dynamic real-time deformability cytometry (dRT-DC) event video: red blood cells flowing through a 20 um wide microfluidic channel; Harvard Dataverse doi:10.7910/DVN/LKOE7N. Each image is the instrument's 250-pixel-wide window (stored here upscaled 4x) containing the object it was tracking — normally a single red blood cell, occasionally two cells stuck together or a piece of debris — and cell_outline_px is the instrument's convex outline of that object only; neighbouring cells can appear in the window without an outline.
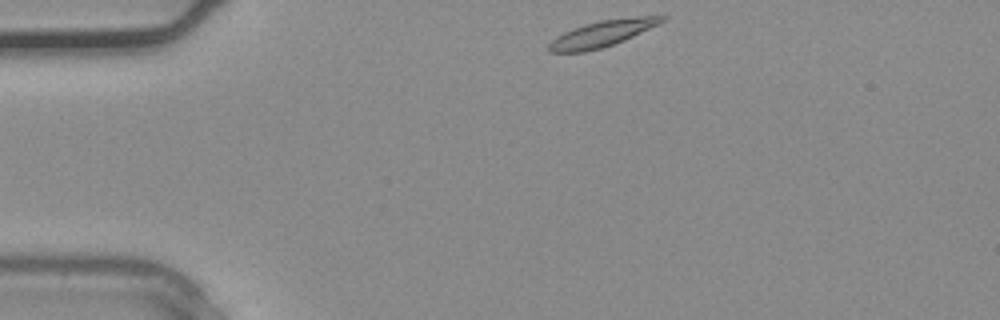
{"species": "common noctule bat (a hibernating species)", "species_latin": "Nyctalus noctula", "temperature_condition": "warm", "stored_images_in_passage": 3, "camera_frame_rate_fps": 3000, "um_per_image_px": 0.085, "animal": {"sex": "male", "body_mass_g": 20.4}, "frame": {"image": 1, "passage_image": 1, "time_ms": 0.0, "image_size_px": [1000, 320], "cell_outline_px": [[668, 16], [660, 24], [624, 40], [600, 48], [584, 52], [548, 52], [548, 44], [556, 36], [572, 28], [584, 24], [600, 20], [636, 16]], "centroid_in_image_um": [51.18, 2.85], "position_along_channel_um": 33.8, "area_um2": 17.22}}